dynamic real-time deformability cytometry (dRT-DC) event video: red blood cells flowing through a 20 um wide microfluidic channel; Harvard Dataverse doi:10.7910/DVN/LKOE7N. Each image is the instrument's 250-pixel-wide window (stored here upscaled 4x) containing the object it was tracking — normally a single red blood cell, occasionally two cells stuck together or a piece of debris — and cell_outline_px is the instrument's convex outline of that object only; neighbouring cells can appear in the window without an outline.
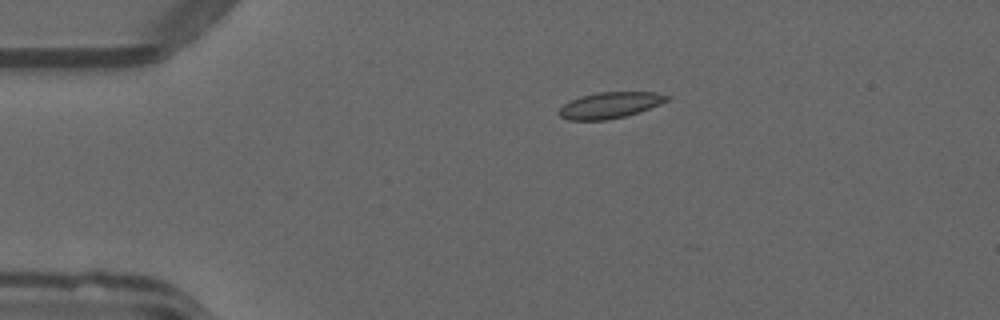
{"species": "common noctule bat (a hibernating species)", "species_latin": "Nyctalus noctula", "temperature_condition": "warm", "stored_images_in_passage": 44, "camera_frame_rate_fps": 3000, "um_per_image_px": 0.085, "animal": {"sex": "male", "forearm_length_mm": 52.5}, "frame": {"image": 1, "passage_image": 3, "time_ms": 0.667, "image_size_px": [1000, 320], "cell_outline_px": [[672, 96], [668, 100], [660, 104], [624, 116], [604, 120], [568, 120], [560, 116], [560, 108], [564, 104], [580, 96], [596, 92], [656, 92]], "centroid_in_image_um": [51.85, 8.92], "position_along_channel_um": 33.1, "area_um2": 16.18}}
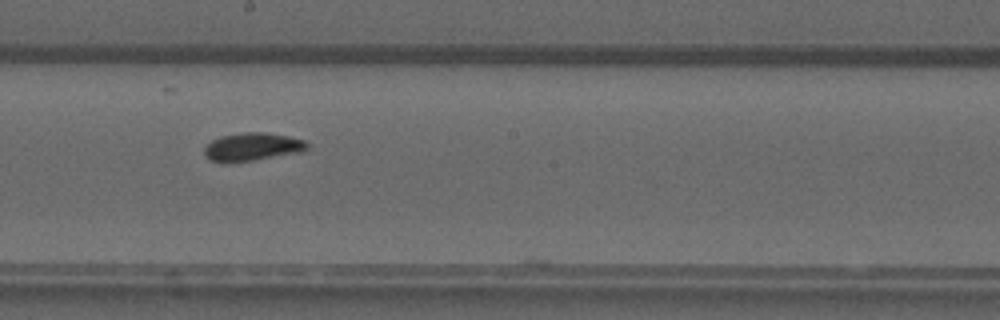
{"frame": {"image": 2, "passage_image": 21, "time_ms": 6.667, "image_size_px": [1000, 320], "cell_outline_px": [[308, 148], [304, 152], [252, 160], [220, 164], [212, 160], [204, 152], [204, 148], [212, 140], [220, 136], [244, 132], [264, 132], [288, 136], [304, 140], [308, 144]], "centroid_in_image_um": [21.46, 12.48], "position_along_channel_um": 226.7, "area_um2": 16.88}}
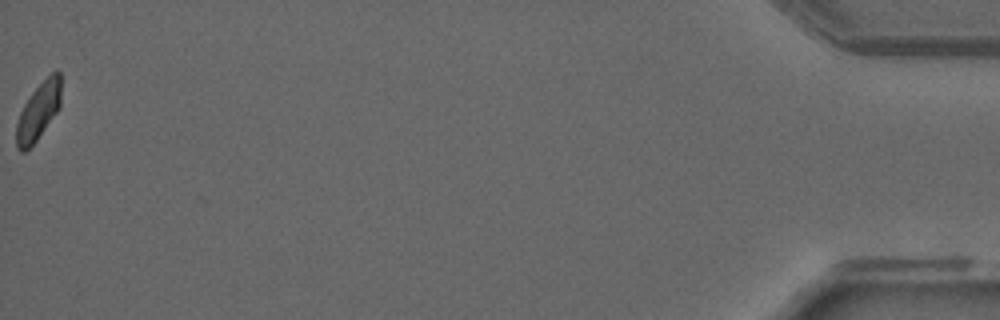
{"frame": {"image": 3, "passage_image": 44, "time_ms": 14.333, "image_size_px": [1000, 320], "cell_outline_px": [[60, 104], [56, 112], [36, 140], [24, 152], [20, 152], [16, 148], [16, 124], [20, 112], [24, 104], [32, 92], [56, 68], [60, 72]], "centroid_in_image_um": [3.24, 9.45], "position_along_channel_um": 432.0, "area_um2": 14.62}, "authors_computed_cell_mechanics": {"area_um2": 16.184, "velocity_mm_per_s": 4.0223, "shape_relaxation_time_tau1_ms": 9.9004, "shape_relaxation_time_tau2_ms": null, "deformation_change_tau1": 0.1575, "deformation_change_tau2": null}}